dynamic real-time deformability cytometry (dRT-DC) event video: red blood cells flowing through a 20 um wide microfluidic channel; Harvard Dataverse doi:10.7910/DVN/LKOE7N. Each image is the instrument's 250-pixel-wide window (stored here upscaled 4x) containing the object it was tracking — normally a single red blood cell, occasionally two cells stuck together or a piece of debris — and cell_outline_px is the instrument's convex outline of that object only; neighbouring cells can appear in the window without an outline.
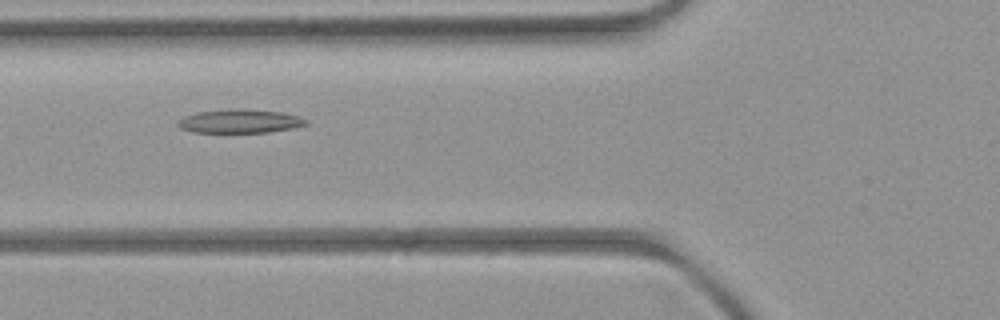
{"species": "common noctule bat (a hibernating species)", "species_latin": "Nyctalus noctula", "temperature_condition": "room temperature", "stored_images_in_passage": 8, "camera_frame_rate_fps": 3000, "um_per_image_px": 0.085, "animal": {"sex": "female", "body_mass_g": 21.9}, "frame": {"image": 1, "passage_image": 5, "time_ms": 5.333, "image_size_px": [1000, 320], "cell_outline_px": [[308, 124], [292, 128], [268, 132], [192, 132], [180, 128], [176, 124], [184, 116], [196, 112], [232, 108], [240, 108], [280, 112], [296, 116], [308, 120]], "centroid_in_image_um": [20.35, 10.29], "position_along_channel_um": 105.4, "area_um2": 17.63}}
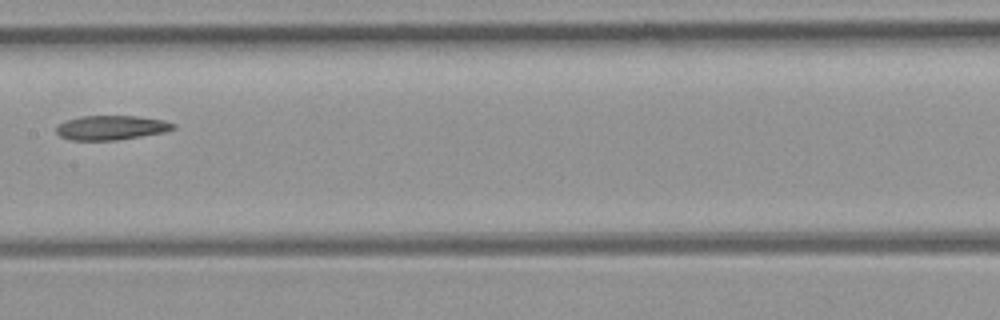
{"frame": {"image": 2, "passage_image": 7, "time_ms": 7.667, "image_size_px": [1000, 320], "cell_outline_px": [[176, 128], [164, 132], [116, 140], [72, 140], [60, 136], [56, 132], [56, 128], [60, 124], [68, 120], [80, 116], [136, 116], [164, 120], [176, 124]], "centroid_in_image_um": [9.48, 10.85], "position_along_channel_um": 197.9, "area_um2": 16.47}}
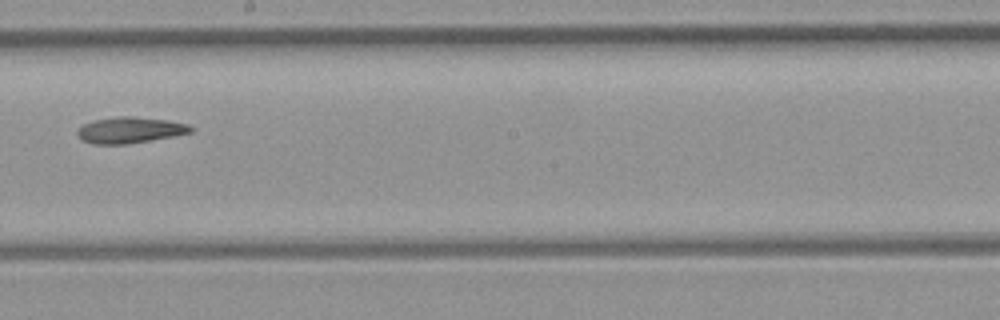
{"frame": {"image": 3, "passage_image": 8, "time_ms": 8.667, "image_size_px": [1000, 320], "cell_outline_px": [[196, 128], [192, 132], [152, 140], [124, 144], [92, 144], [80, 140], [76, 132], [84, 124], [92, 120], [116, 116], [132, 116], [168, 120], [188, 124]], "centroid_in_image_um": [11.04, 11.05], "position_along_channel_um": 237.2, "area_um2": 17.4}}